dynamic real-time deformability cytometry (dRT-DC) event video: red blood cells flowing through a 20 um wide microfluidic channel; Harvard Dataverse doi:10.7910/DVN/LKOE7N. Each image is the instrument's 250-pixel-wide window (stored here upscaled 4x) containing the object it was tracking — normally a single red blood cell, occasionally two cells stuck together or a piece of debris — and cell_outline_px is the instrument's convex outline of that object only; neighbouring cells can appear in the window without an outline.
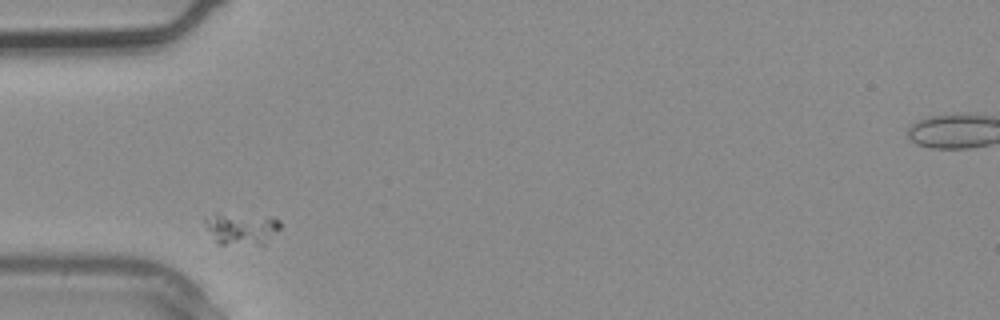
{"species": "common noctule bat (a hibernating species)", "species_latin": "Nyctalus noctula", "temperature_condition": "warm", "stored_images_in_passage": 1, "camera_frame_rate_fps": 3000, "um_per_image_px": 0.085, "animal": {"sex": "male", "body_mass_g": 20.4}, "frame": {"image": 1, "passage_image": 1, "time_ms": 0.0, "image_size_px": [1000, 320], "cell_outline_px": [[280, 228], [264, 244], [216, 244], [204, 224], [204, 216], [216, 212], [280, 220]], "centroid_in_image_um": [20.41, 19.44], "position_along_channel_um": 64.6, "area_um2": 13.76}}